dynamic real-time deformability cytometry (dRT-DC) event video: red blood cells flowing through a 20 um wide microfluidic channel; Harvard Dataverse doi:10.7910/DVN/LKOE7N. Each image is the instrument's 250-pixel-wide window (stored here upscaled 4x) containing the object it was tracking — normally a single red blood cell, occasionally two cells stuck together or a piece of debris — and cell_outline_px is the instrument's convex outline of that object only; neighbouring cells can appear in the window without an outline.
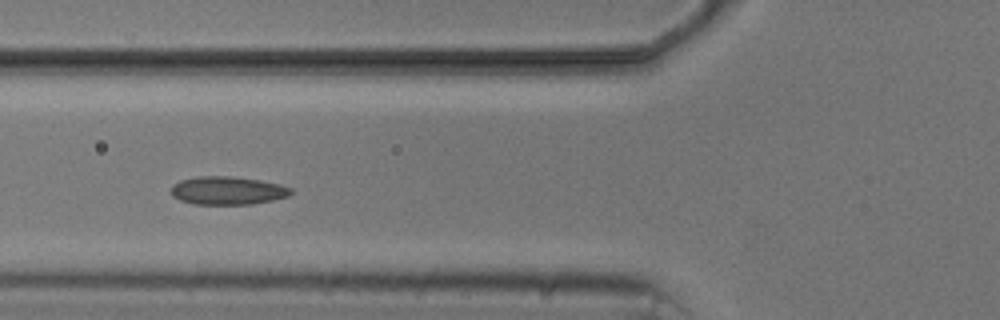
{"species": "common noctule bat (a hibernating species)", "species_latin": "Nyctalus noctula", "temperature_condition": "cold", "stored_images_in_passage": 5, "camera_frame_rate_fps": 3000, "um_per_image_px": 0.085, "animal": {"sex": "male", "body_mass_g": 20.5, "forearm_length_mm": 52.5}, "frame": {"image": 1, "passage_image": 5, "time_ms": 4.667, "image_size_px": [1000, 320], "cell_outline_px": [[292, 192], [288, 196], [272, 200], [252, 204], [192, 204], [180, 200], [172, 196], [172, 184], [180, 180], [196, 176], [232, 176], [260, 180], [280, 184], [292, 188]], "centroid_in_image_um": [19.33, 16.19], "position_along_channel_um": 106.5, "area_um2": 19.77}}